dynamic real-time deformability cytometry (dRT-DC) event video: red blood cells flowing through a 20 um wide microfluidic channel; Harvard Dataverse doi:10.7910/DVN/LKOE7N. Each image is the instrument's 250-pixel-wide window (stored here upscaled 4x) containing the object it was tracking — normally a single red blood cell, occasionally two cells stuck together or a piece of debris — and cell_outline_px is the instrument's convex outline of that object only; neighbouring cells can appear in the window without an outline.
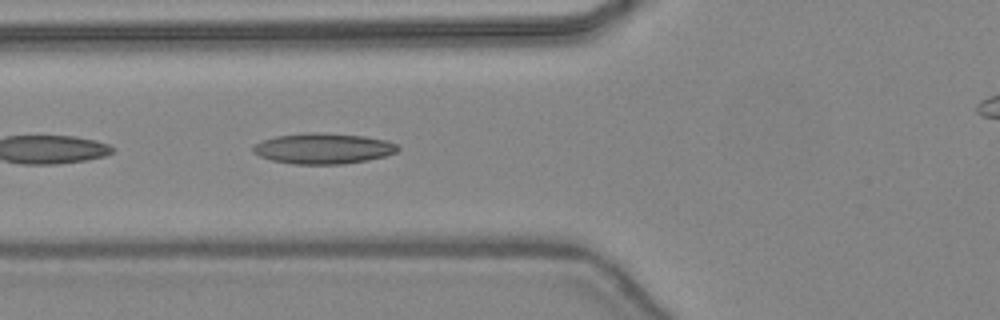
{"species": "common noctule bat (a hibernating species)", "species_latin": "Nyctalus noctula", "temperature_condition": "warm", "stored_images_in_passage": 21, "camera_frame_rate_fps": 3000, "um_per_image_px": 0.085, "animal": {"sex": "female", "body_mass_g": 24.6, "forearm_length_mm": 56.2}, "frame": {"image": 1, "passage_image": 4, "time_ms": 1.0, "image_size_px": [1000, 320], "cell_outline_px": [[400, 148], [396, 152], [384, 156], [368, 160], [344, 164], [292, 164], [272, 160], [260, 156], [252, 152], [252, 144], [276, 136], [304, 132], [316, 132], [364, 136], [388, 140], [400, 144]], "centroid_in_image_um": [27.49, 12.62], "position_along_channel_um": 98.3, "area_um2": 26.13}}
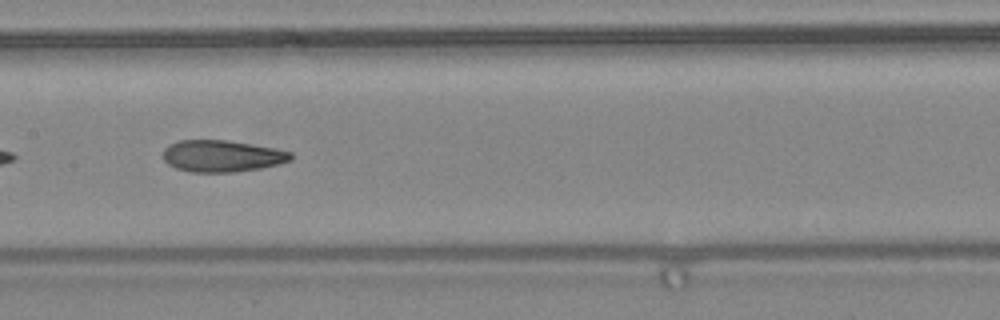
{"frame": {"image": 2, "passage_image": 10, "time_ms": 3.0, "image_size_px": [1000, 320], "cell_outline_px": [[292, 160], [260, 168], [236, 172], [192, 172], [176, 168], [168, 164], [164, 160], [164, 148], [168, 144], [180, 140], [228, 140], [272, 148], [292, 152]], "centroid_in_image_um": [18.84, 13.26], "position_along_channel_um": 188.6, "area_um2": 23.47}}
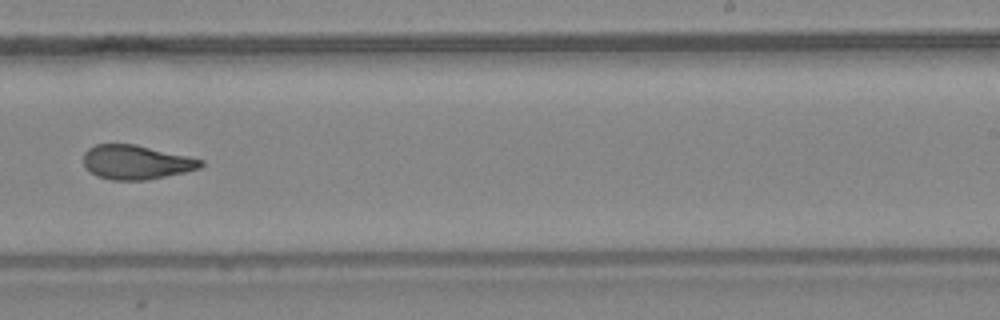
{"frame": {"image": 3, "passage_image": 16, "time_ms": 5.0, "image_size_px": [1000, 320], "cell_outline_px": [[204, 164], [200, 168], [184, 172], [148, 180], [112, 180], [96, 176], [88, 172], [84, 164], [84, 152], [88, 148], [96, 144], [136, 144], [188, 156], [204, 160]], "centroid_in_image_um": [11.56, 13.79], "position_along_channel_um": 277.4, "area_um2": 23.52}}